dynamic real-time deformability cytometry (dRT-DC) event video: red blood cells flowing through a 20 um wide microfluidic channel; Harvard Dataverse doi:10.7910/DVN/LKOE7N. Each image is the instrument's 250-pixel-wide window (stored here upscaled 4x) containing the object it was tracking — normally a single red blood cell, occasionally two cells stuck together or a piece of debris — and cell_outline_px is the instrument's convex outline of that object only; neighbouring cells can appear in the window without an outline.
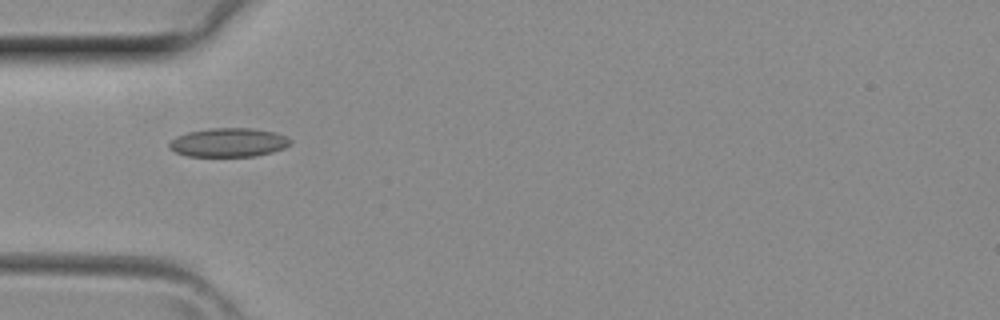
{"species": "common noctule bat (a hibernating species)", "species_latin": "Nyctalus noctula", "temperature_condition": "room temperature", "stored_images_in_passage": 5, "camera_frame_rate_fps": 3000, "um_per_image_px": 0.085, "animal": {"sex": "female", "body_mass_g": 29.2, "forearm_length_mm": 56.3}, "frame": {"image": 1, "passage_image": 4, "time_ms": 1.0, "image_size_px": [1000, 320], "cell_outline_px": [[292, 144], [284, 148], [272, 152], [256, 156], [188, 156], [176, 152], [168, 148], [168, 140], [176, 136], [188, 132], [208, 128], [252, 128], [276, 132], [288, 136], [292, 140]], "centroid_in_image_um": [19.44, 12.1], "position_along_channel_um": 65.6, "area_um2": 20.69}}
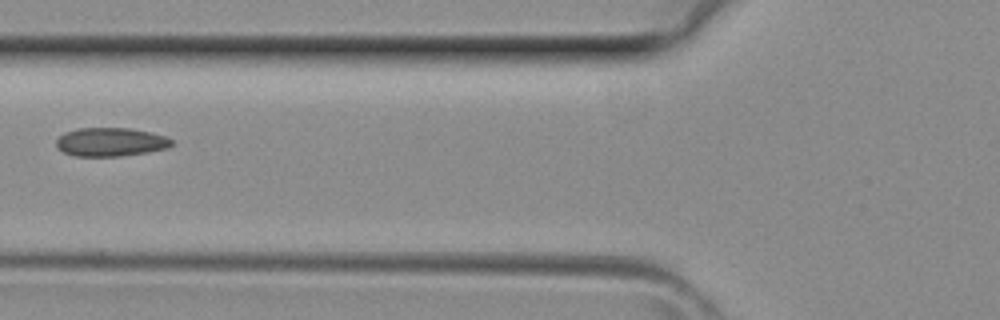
{"frame": {"image": 2, "passage_image": 5, "time_ms": 1.333, "image_size_px": [1000, 320], "cell_outline_px": [[172, 144], [168, 148], [148, 152], [120, 156], [76, 156], [64, 152], [56, 148], [56, 140], [64, 132], [76, 128], [132, 128], [152, 132], [164, 136], [172, 140]], "centroid_in_image_um": [9.39, 12.06], "position_along_channel_um": 116.4, "area_um2": 19.36}}